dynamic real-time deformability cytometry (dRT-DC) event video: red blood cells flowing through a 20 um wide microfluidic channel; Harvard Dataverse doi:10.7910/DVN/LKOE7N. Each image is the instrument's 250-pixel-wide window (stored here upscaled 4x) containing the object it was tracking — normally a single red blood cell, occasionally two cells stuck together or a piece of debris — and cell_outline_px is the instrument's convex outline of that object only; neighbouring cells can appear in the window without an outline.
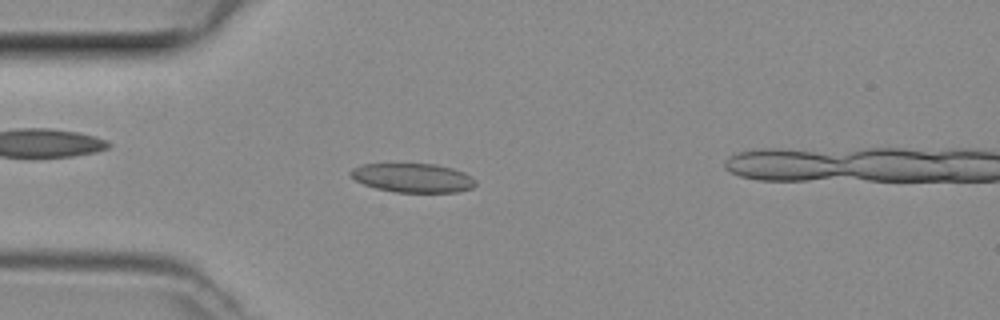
{"species": "common noctule bat (a hibernating species)", "species_latin": "Nyctalus noctula", "temperature_condition": "room temperature", "stored_images_in_passage": 43, "camera_frame_rate_fps": 3000, "um_per_image_px": 0.085, "animal": {"sex": "female", "body_mass_g": 29.2, "forearm_length_mm": 56.3}, "frame": {"image": 1, "passage_image": 12, "time_ms": 3.667, "image_size_px": [1000, 320], "cell_outline_px": [[476, 184], [472, 188], [456, 192], [396, 192], [376, 188], [364, 184], [356, 180], [348, 172], [352, 168], [360, 164], [436, 164], [452, 168], [464, 172], [472, 176], [476, 180]], "centroid_in_image_um": [35.1, 15.11], "position_along_channel_um": 49.9, "area_um2": 21.15}}
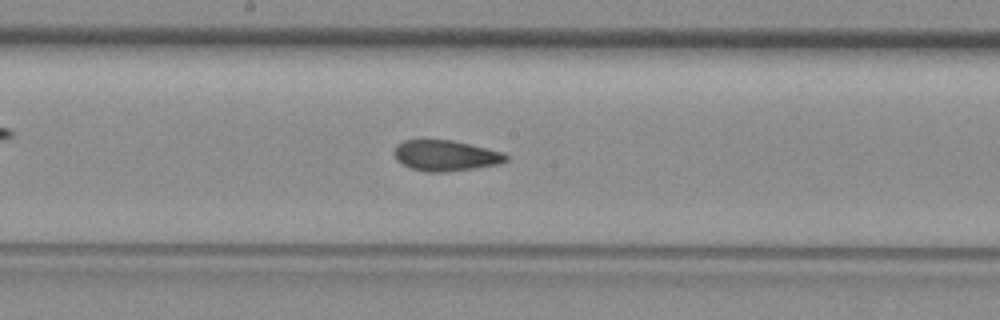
{"frame": {"image": 2, "passage_image": 24, "time_ms": 7.667, "image_size_px": [1000, 320], "cell_outline_px": [[508, 160], [500, 164], [448, 172], [428, 172], [412, 168], [396, 160], [396, 144], [404, 140], [452, 140], [500, 152], [508, 156]], "centroid_in_image_um": [37.88, 13.23], "position_along_channel_um": 210.3, "area_um2": 19.65}}
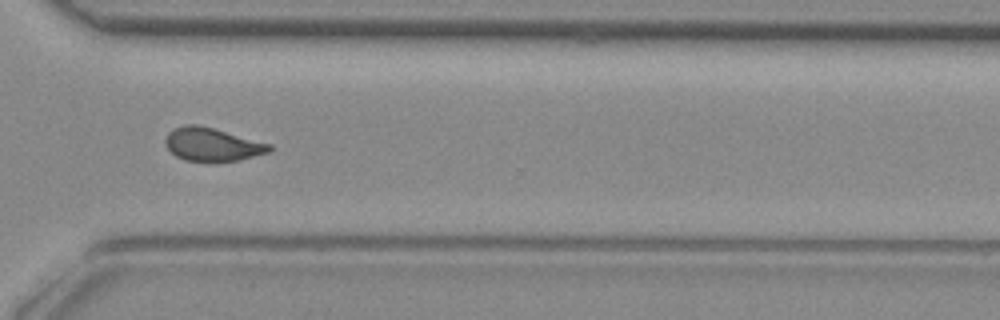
{"frame": {"image": 3, "passage_image": 34, "time_ms": 11.0, "image_size_px": [1000, 320], "cell_outline_px": [[272, 148], [268, 152], [236, 160], [184, 160], [176, 156], [168, 148], [164, 140], [168, 132], [172, 128], [184, 124], [196, 124], [212, 128], [272, 144]], "centroid_in_image_um": [17.99, 12.24], "position_along_channel_um": 352.6, "area_um2": 19.71}}